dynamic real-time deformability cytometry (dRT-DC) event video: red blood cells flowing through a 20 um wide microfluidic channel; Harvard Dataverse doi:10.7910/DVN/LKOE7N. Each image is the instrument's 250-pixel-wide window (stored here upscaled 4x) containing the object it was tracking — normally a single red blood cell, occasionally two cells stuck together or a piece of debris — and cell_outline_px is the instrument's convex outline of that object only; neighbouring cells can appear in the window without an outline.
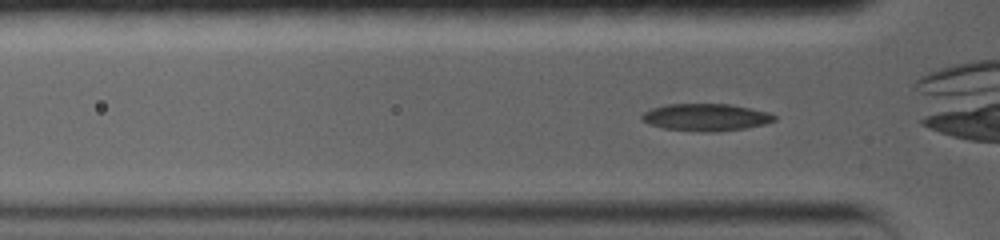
{"species": "common noctule bat (a hibernating species)", "species_latin": "Nyctalus noctula", "temperature_condition": "warm", "stored_images_in_passage": 29, "camera_frame_rate_fps": 5000, "um_per_image_px": 0.085, "animal": {"sex": "female", "body_mass_g": 19.0, "forearm_length_mm": 56.7}, "frame": {"image": 1, "passage_image": 4, "time_ms": 0.6, "image_size_px": [1000, 240], "cell_outline_px": [[776, 120], [764, 124], [744, 128], [712, 132], [704, 132], [664, 128], [648, 124], [640, 120], [640, 116], [644, 112], [652, 108], [664, 104], [728, 104], [768, 112], [776, 116]], "centroid_in_image_um": [59.95, 9.96], "position_along_channel_um": 65.9, "area_um2": 20.92}}
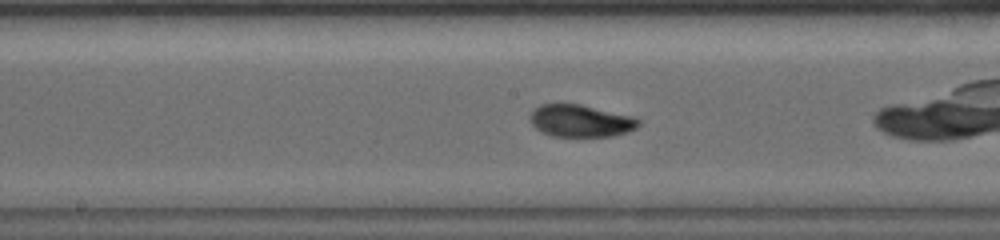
{"frame": {"image": 2, "passage_image": 12, "time_ms": 4.2, "image_size_px": [1000, 240], "cell_outline_px": [[640, 124], [636, 128], [628, 132], [612, 136], [552, 136], [540, 132], [532, 124], [528, 116], [532, 108], [540, 104], [580, 104], [636, 116], [640, 120]], "centroid_in_image_um": [49.35, 10.26], "position_along_channel_um": 198.9, "area_um2": 20.75}}
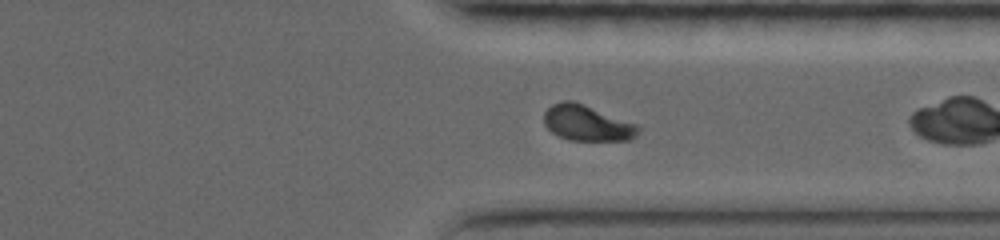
{"frame": {"image": 3, "passage_image": 24, "time_ms": 8.6, "image_size_px": [1000, 240], "cell_outline_px": [[640, 132], [632, 140], [568, 140], [552, 132], [544, 124], [544, 112], [552, 104], [564, 100], [572, 100], [584, 104], [636, 124], [640, 128]], "centroid_in_image_um": [49.9, 10.46], "position_along_channel_um": 361.5, "area_um2": 19.54}}